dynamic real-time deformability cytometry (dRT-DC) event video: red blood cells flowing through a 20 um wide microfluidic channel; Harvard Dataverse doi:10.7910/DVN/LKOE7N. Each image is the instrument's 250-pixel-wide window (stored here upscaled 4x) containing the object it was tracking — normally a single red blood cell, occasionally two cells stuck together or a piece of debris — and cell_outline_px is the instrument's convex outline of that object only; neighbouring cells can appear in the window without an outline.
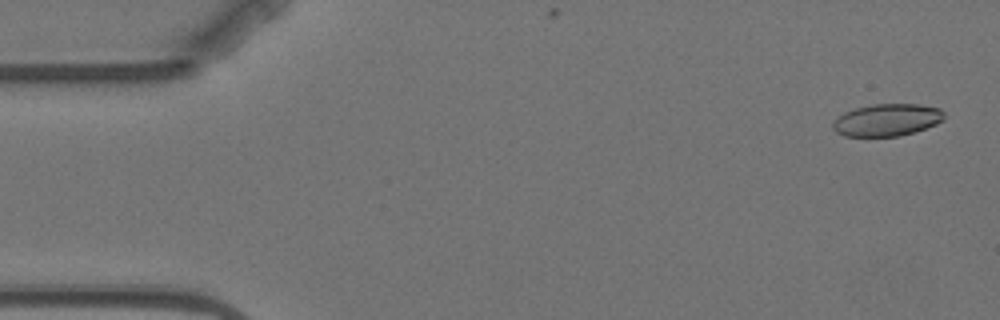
{"species": "Egyptian fruit bat (a non-hibernating species)", "species_latin": "Rousettus aegyptiacus", "temperature_condition": "warm", "stored_images_in_passage": 3, "camera_frame_rate_fps": 3000, "um_per_image_px": 0.085, "animal": {"sex": "female"}, "frame": {"image": 1, "passage_image": 1, "time_ms": 0.0, "image_size_px": [1000, 320], "cell_outline_px": [[944, 120], [936, 124], [900, 136], [844, 136], [836, 132], [832, 128], [832, 124], [844, 112], [856, 108], [872, 104], [920, 104], [940, 108], [944, 112]], "centroid_in_image_um": [75.41, 10.19], "position_along_channel_um": 9.6, "area_um2": 20.81}}